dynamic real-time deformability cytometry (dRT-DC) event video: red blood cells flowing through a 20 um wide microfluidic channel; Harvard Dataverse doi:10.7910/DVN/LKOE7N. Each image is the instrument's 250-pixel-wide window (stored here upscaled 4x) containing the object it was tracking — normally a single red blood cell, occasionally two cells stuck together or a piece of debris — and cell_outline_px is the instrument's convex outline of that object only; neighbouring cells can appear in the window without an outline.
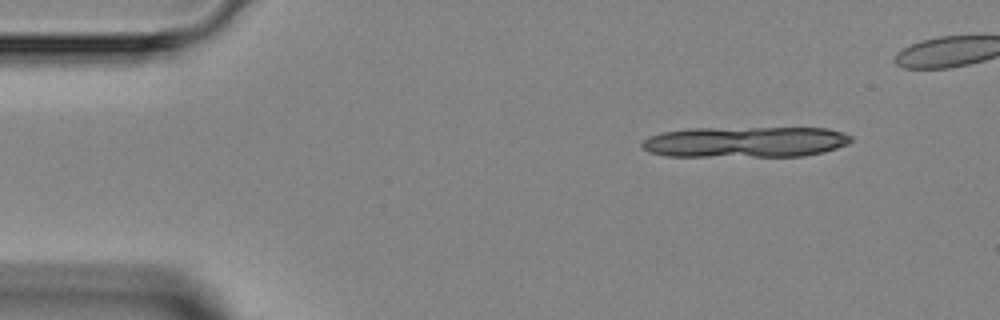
{"species": "Egyptian fruit bat (a non-hibernating species)", "species_latin": "Rousettus aegyptiacus", "temperature_condition": "room temperature", "stored_images_in_passage": 4, "camera_frame_rate_fps": 3000, "um_per_image_px": 0.085, "animal": {"sex": "female"}, "frame": {"image": 1, "passage_image": 1, "time_ms": 0.0, "image_size_px": [1000, 320], "cell_outline_px": [[852, 140], [848, 144], [824, 152], [804, 156], [668, 156], [648, 152], [640, 144], [648, 136], [664, 132], [688, 128], [828, 128], [844, 132], [852, 136]], "centroid_in_image_um": [63.38, 12.06], "position_along_channel_um": 21.6, "area_um2": 37.74}}